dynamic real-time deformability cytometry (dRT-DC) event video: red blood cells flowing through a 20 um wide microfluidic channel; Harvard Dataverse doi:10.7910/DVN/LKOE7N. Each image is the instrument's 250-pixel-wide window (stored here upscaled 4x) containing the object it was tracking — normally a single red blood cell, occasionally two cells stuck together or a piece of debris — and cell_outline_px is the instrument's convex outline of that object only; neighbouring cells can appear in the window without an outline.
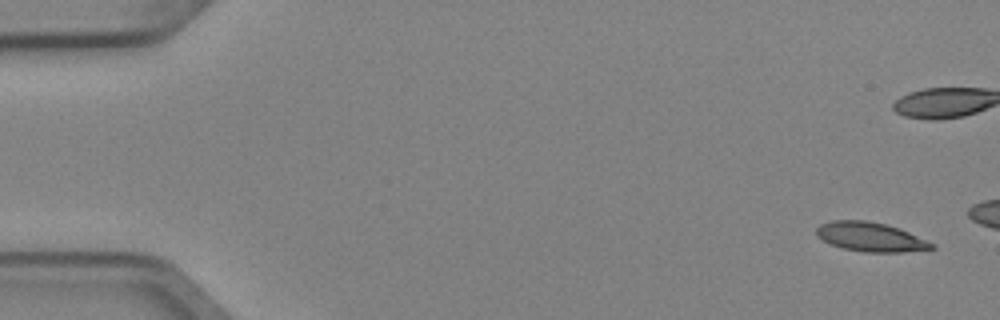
{"species": "Egyptian fruit bat (a non-hibernating species)", "species_latin": "Rousettus aegyptiacus", "temperature_condition": "cold", "stored_images_in_passage": 6, "camera_frame_rate_fps": 3000, "um_per_image_px": 0.085, "animal": {"sex": "female"}, "frame": {"image": 1, "passage_image": 1, "time_ms": 0.0, "image_size_px": [1000, 320], "cell_outline_px": [[936, 248], [900, 252], [864, 252], [844, 248], [832, 244], [816, 236], [816, 228], [820, 224], [832, 220], [864, 220], [884, 224], [908, 232], [936, 244]], "centroid_in_image_um": [73.98, 20.14], "position_along_channel_um": 11.0, "area_um2": 19.36}}
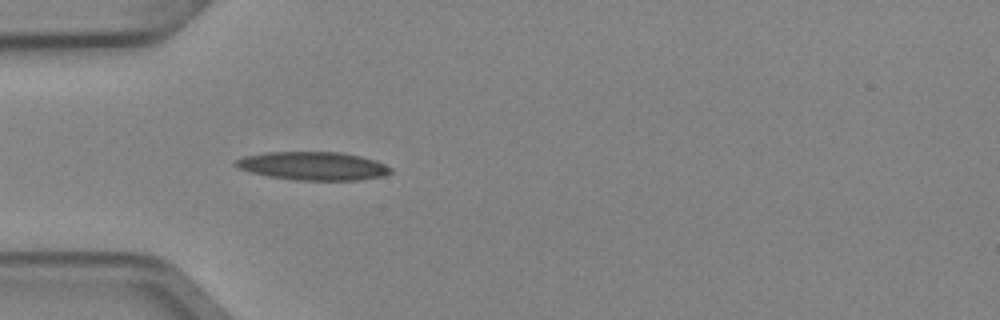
{"frame": {"image": 2, "passage_image": 6, "time_ms": 1.667, "image_size_px": [1000, 320], "cell_outline_px": [[392, 172], [384, 176], [356, 180], [292, 180], [268, 176], [252, 172], [240, 168], [232, 164], [232, 160], [244, 156], [268, 152], [340, 152], [360, 156], [376, 160], [392, 168]], "centroid_in_image_um": [26.6, 14.1], "position_along_channel_um": 58.4, "area_um2": 25.66}}